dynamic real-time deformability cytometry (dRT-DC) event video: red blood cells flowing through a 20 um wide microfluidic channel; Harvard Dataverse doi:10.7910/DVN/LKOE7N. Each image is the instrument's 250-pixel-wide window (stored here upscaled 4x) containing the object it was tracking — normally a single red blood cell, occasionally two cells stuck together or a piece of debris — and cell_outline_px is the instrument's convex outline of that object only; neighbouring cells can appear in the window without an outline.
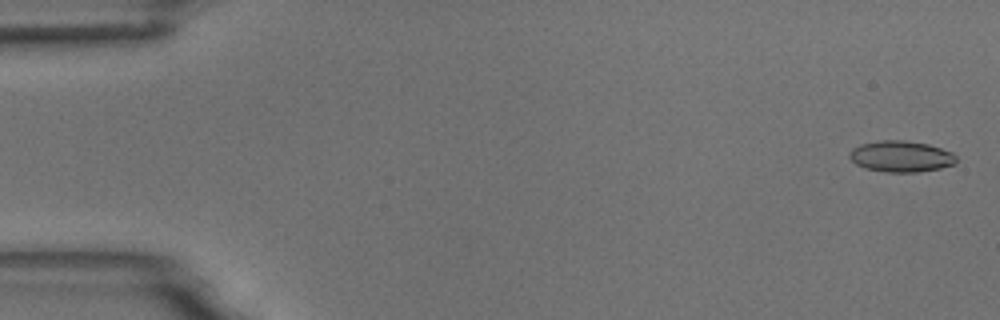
{"species": "common noctule bat (a hibernating species)", "species_latin": "Nyctalus noctula", "temperature_condition": "room temperature", "stored_images_in_passage": 5, "camera_frame_rate_fps": 3000, "um_per_image_px": 0.085, "animal": {"sex": "male", "body_mass_g": 18.8}, "frame": {"image": 1, "passage_image": 1, "time_ms": 0.0, "image_size_px": [1000, 320], "cell_outline_px": [[956, 164], [940, 168], [916, 172], [888, 172], [864, 168], [856, 164], [848, 156], [852, 148], [860, 144], [880, 140], [904, 140], [928, 144], [952, 152], [956, 156]], "centroid_in_image_um": [76.58, 13.29], "position_along_channel_um": 8.4, "area_um2": 19.42}}
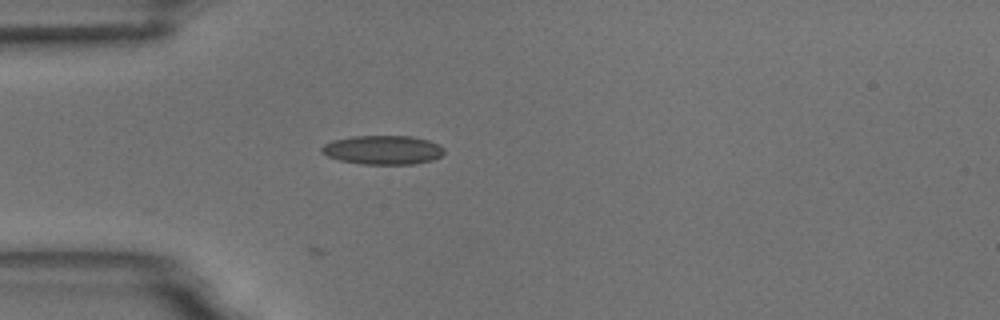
{"frame": {"image": 2, "passage_image": 5, "time_ms": 4.667, "image_size_px": [1000, 320], "cell_outline_px": [[444, 152], [440, 156], [432, 160], [412, 164], [364, 164], [340, 160], [328, 156], [320, 152], [320, 148], [324, 144], [332, 140], [352, 136], [412, 136], [428, 140], [440, 144], [444, 148]], "centroid_in_image_um": [32.54, 12.73], "position_along_channel_um": 52.5, "area_um2": 20.75}}